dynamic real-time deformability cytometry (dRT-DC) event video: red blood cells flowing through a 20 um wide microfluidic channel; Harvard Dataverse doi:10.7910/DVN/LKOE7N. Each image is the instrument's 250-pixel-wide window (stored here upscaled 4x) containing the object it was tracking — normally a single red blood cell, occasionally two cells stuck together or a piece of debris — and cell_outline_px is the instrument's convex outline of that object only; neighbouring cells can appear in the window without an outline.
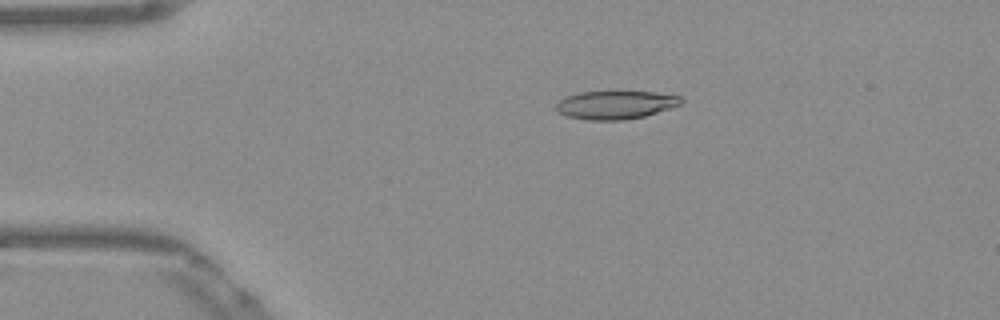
{"species": "Egyptian fruit bat (a non-hibernating species)", "species_latin": "Rousettus aegyptiacus", "temperature_condition": "warm", "stored_images_in_passage": 53, "camera_frame_rate_fps": 3000, "um_per_image_px": 0.085, "frame": {"image": 1, "passage_image": 11, "time_ms": 3.333, "image_size_px": [1000, 320], "cell_outline_px": [[684, 100], [680, 104], [644, 116], [624, 120], [588, 120], [568, 116], [560, 112], [556, 108], [556, 104], [564, 96], [580, 92], [656, 92], [680, 96]], "centroid_in_image_um": [52.31, 8.91], "position_along_channel_um": 32.7, "area_um2": 20.35}}
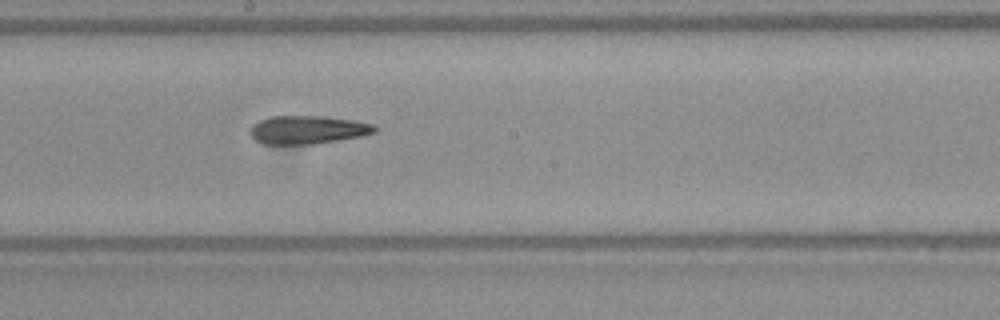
{"frame": {"image": 2, "passage_image": 29, "time_ms": 9.333, "image_size_px": [1000, 320], "cell_outline_px": [[376, 132], [360, 136], [312, 144], [264, 144], [256, 140], [252, 136], [248, 128], [252, 124], [260, 120], [272, 116], [324, 116], [352, 120], [372, 124], [376, 128]], "centroid_in_image_um": [26.1, 11.02], "position_along_channel_um": 222.1, "area_um2": 20.35}}
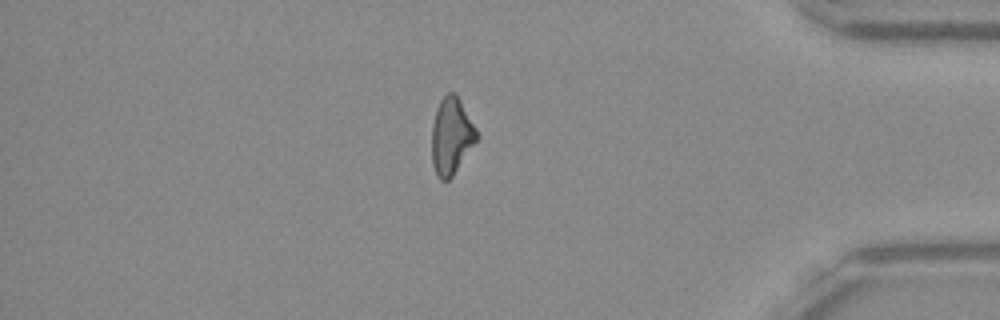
{"frame": {"image": 3, "passage_image": 45, "time_ms": 14.667, "image_size_px": [1000, 320], "cell_outline_px": [[480, 136], [452, 176], [448, 180], [440, 180], [432, 164], [432, 124], [436, 108], [440, 100], [448, 92], [456, 92], [476, 128]], "centroid_in_image_um": [38.37, 11.53], "position_along_channel_um": 396.8, "area_um2": 20.11}, "authors_computed_cell_mechanics": {"area_um2": 20.6346, "velocity_mm_per_s": 3.8892, "shape_relaxation_time_tau1_ms": null, "shape_relaxation_time_tau2_ms": 7.9479, "deformation_change_tau1": null, "deformation_change_tau2": 0.2205}}